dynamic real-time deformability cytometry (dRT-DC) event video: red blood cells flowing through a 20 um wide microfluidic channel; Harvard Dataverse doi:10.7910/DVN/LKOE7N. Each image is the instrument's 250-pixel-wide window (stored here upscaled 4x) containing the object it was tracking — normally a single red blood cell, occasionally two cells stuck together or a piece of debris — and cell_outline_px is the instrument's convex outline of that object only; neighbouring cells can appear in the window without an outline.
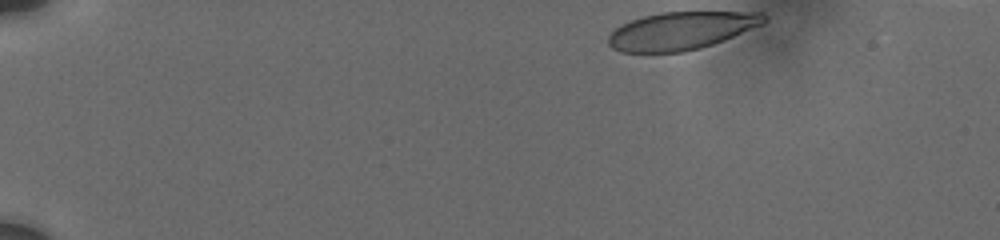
{"species": "human", "species_latin": "Homo sapiens", "temperature_condition": "cold", "stored_images_in_passage": 70, "camera_frame_rate_fps": 3000, "um_per_image_px": 0.085, "donor": {"sex": "male"}, "frame": {"image": 1, "passage_image": 1, "time_ms": 0.0, "image_size_px": [1000, 240], "cell_outline_px": [[768, 20], [764, 24], [724, 40], [700, 48], [684, 52], [620, 52], [612, 48], [608, 44], [608, 36], [616, 28], [632, 20], [644, 16], [660, 12], [760, 12], [768, 16]], "centroid_in_image_um": [57.94, 2.61], "position_along_channel_um": 27.1, "area_um2": 34.28}}
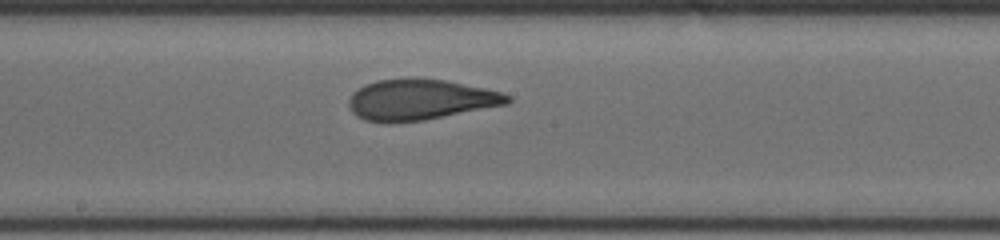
{"frame": {"image": 2, "passage_image": 40, "time_ms": 8.0, "image_size_px": [1000, 240], "cell_outline_px": [[512, 100], [508, 104], [424, 120], [364, 120], [356, 116], [352, 112], [348, 104], [348, 100], [352, 92], [364, 84], [376, 80], [412, 76], [444, 80], [504, 92], [512, 96]], "centroid_in_image_um": [35.74, 8.42], "position_along_channel_um": 212.5, "area_um2": 37.63}}
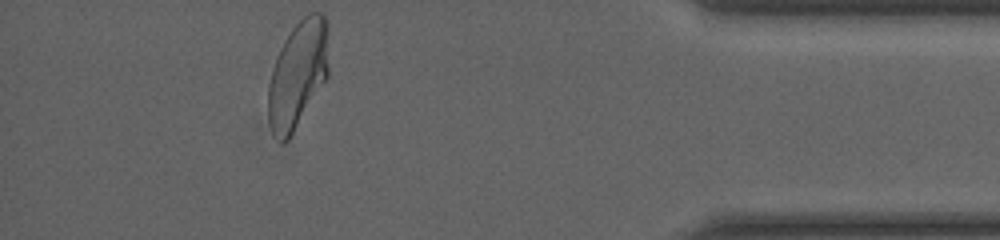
{"frame": {"image": 3, "passage_image": 69, "time_ms": 14.333, "image_size_px": [1000, 240], "cell_outline_px": [[328, 76], [288, 140], [280, 140], [272, 132], [268, 120], [268, 84], [272, 68], [280, 48], [284, 40], [292, 28], [308, 12], [320, 12], [324, 16], [328, 68]], "centroid_in_image_um": [25.28, 6.33], "position_along_channel_um": 409.9, "area_um2": 37.05}, "authors_computed_cell_mechanics": {"area_um2": 37.2521, "velocity_mm_per_s": 3.7057, "shape_relaxation_time_tau1_ms": null, "shape_relaxation_time_tau2_ms": 0.9038, "deformation_change_tau1": null, "deformation_change_tau2": 0.0774}}